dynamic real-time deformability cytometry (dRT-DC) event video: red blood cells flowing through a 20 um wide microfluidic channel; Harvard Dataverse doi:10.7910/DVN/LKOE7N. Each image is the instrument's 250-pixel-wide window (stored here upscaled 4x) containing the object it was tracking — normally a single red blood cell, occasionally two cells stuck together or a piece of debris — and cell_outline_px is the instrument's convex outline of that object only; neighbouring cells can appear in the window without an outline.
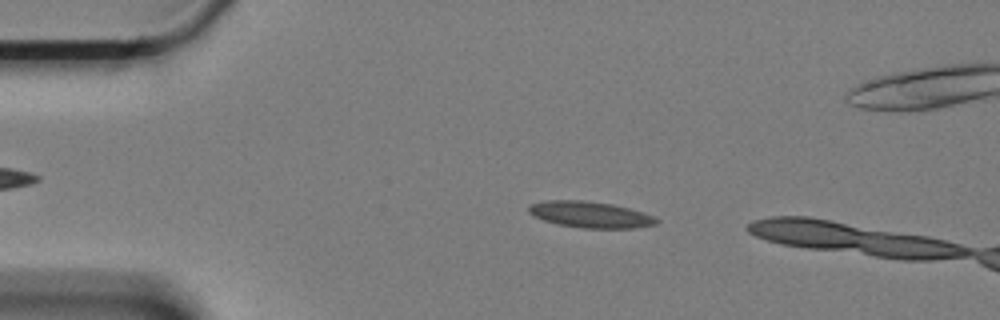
{"species": "Egyptian fruit bat (a non-hibernating species)", "species_latin": "Rousettus aegyptiacus", "temperature_condition": "cold", "stored_images_in_passage": 16, "camera_frame_rate_fps": 3000, "um_per_image_px": 0.085, "animal": {"sex": "female"}, "frame": {"image": 1, "passage_image": 10, "time_ms": 3.0, "image_size_px": [1000, 320], "cell_outline_px": [[660, 220], [656, 224], [636, 228], [580, 228], [556, 224], [544, 220], [528, 212], [528, 204], [548, 200], [584, 200], [612, 204], [644, 212]], "centroid_in_image_um": [50.17, 18.24], "position_along_channel_um": 34.8, "area_um2": 19.59}}